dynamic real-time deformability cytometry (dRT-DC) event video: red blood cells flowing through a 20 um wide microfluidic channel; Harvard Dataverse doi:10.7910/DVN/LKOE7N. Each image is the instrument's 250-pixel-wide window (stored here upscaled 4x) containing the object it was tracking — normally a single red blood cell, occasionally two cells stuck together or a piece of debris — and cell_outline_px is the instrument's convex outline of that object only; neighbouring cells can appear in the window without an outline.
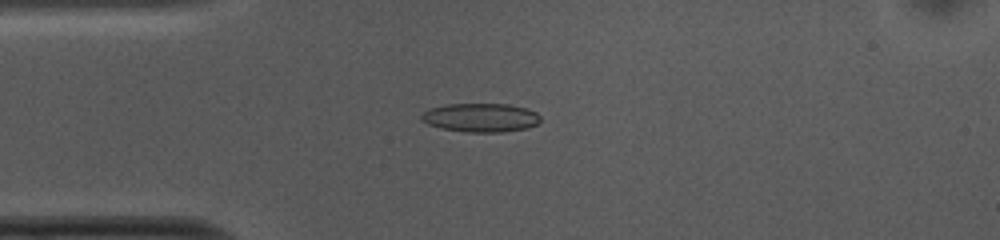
{"species": "common noctule bat (a hibernating species)", "species_latin": "Nyctalus noctula", "temperature_condition": "cold", "stored_images_in_passage": 48, "camera_frame_rate_fps": 3000, "um_per_image_px": 0.085, "animal": {"sex": "female", "body_mass_g": 10.0, "forearm_length_mm": 53.1}, "frame": {"image": 1, "passage_image": 8, "time_ms": 2.333, "image_size_px": [1000, 240], "cell_outline_px": [[540, 120], [536, 124], [528, 128], [504, 132], [464, 132], [440, 128], [428, 124], [420, 120], [420, 116], [428, 108], [448, 104], [508, 104], [528, 108], [536, 112], [540, 116]], "centroid_in_image_um": [40.85, 10.0], "position_along_channel_um": 44.2, "area_um2": 20.17}}
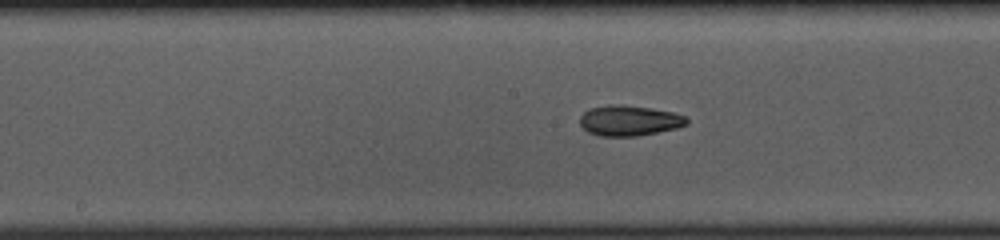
{"frame": {"image": 2, "passage_image": 21, "time_ms": 6.667, "image_size_px": [1000, 240], "cell_outline_px": [[688, 124], [676, 128], [636, 136], [600, 136], [588, 132], [580, 124], [580, 116], [588, 108], [608, 104], [620, 104], [652, 108], [672, 112], [684, 116], [688, 120]], "centroid_in_image_um": [53.45, 10.24], "position_along_channel_um": 194.7, "area_um2": 18.96}}
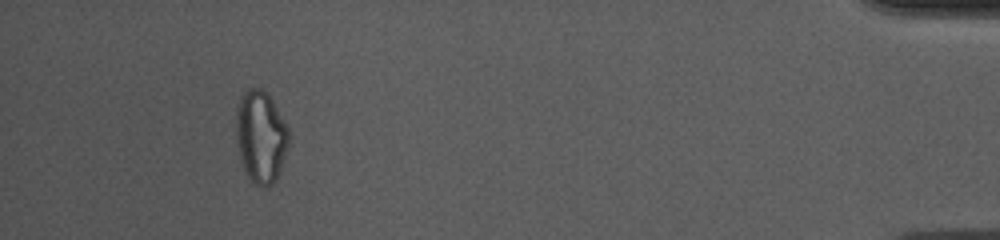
{"frame": {"image": 3, "passage_image": 44, "time_ms": 14.333, "image_size_px": [1000, 240], "cell_outline_px": [[288, 148], [276, 180], [268, 188], [264, 188], [256, 184], [248, 176], [240, 160], [236, 136], [236, 108], [240, 96], [248, 88], [260, 88], [272, 100], [288, 128]], "centroid_in_image_um": [22.15, 11.63], "position_along_channel_um": 413.0, "area_um2": 28.21}, "authors_computed_cell_mechanics": {"area_um2": 19.1896, "velocity_mm_per_s": 3.7524, "shape_relaxation_time_tau1_ms": null, "shape_relaxation_time_tau2_ms": 4.3382, "deformation_change_tau1": null, "deformation_change_tau2": 0.1192}}